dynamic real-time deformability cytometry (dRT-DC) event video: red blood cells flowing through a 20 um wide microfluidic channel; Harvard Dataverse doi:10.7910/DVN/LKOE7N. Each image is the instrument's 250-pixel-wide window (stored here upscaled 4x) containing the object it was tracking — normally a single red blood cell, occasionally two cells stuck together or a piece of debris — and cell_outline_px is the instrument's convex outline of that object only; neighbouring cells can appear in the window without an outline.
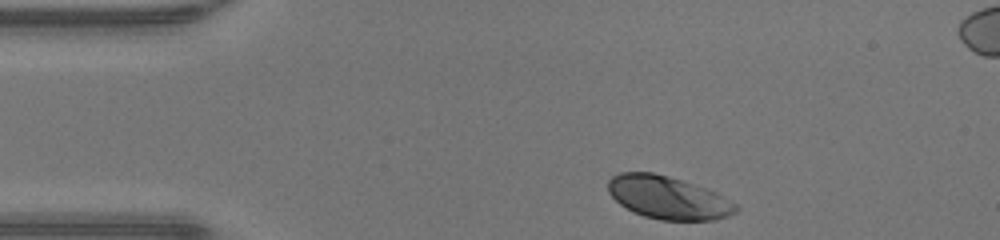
{"species": "human", "species_latin": "Homo sapiens", "temperature_condition": "warm", "stored_images_in_passage": 32, "camera_frame_rate_fps": 3000, "um_per_image_px": 0.085, "donor": {"sex": "male"}, "frame": {"image": 1, "passage_image": 1, "time_ms": 0.0, "image_size_px": [1000, 240], "cell_outline_px": [[740, 208], [736, 212], [728, 216], [712, 220], [660, 220], [644, 216], [620, 204], [608, 192], [608, 180], [612, 176], [620, 172], [652, 172], [668, 176], [716, 192], [736, 204]], "centroid_in_image_um": [56.78, 16.8], "position_along_channel_um": 28.2, "area_um2": 31.62}}
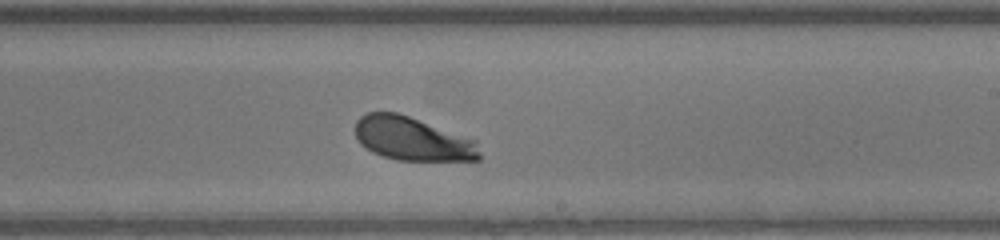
{"frame": {"image": 2, "passage_image": 21, "time_ms": 6.667, "image_size_px": [1000, 240], "cell_outline_px": [[480, 160], [396, 160], [372, 152], [360, 144], [356, 136], [356, 120], [360, 116], [368, 112], [396, 112], [408, 116], [476, 140], [480, 152]], "centroid_in_image_um": [35.04, 11.8], "position_along_channel_um": 254.0, "area_um2": 31.39}}
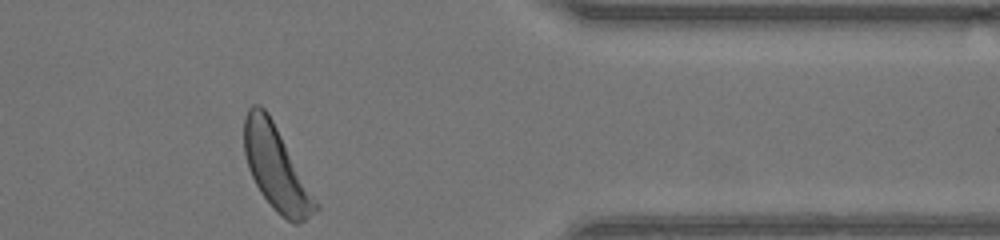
{"frame": {"image": 3, "passage_image": 32, "time_ms": 10.333, "image_size_px": [1000, 240], "cell_outline_px": [[320, 208], [304, 220], [296, 224], [292, 224], [280, 216], [272, 208], [260, 192], [248, 168], [244, 152], [244, 116], [248, 108], [252, 104], [260, 104], [268, 112], [320, 204]], "centroid_in_image_um": [23.48, 14.3], "position_along_channel_um": 387.9, "area_um2": 35.03}, "authors_computed_cell_mechanics": {"area_um2": 32.1368, "velocity_mm_per_s": 4.2565, "shape_relaxation_time_tau1_ms": 2.2434, "shape_relaxation_time_tau2_ms": null, "deformation_change_tau1": 0.1419, "deformation_change_tau2": null}}